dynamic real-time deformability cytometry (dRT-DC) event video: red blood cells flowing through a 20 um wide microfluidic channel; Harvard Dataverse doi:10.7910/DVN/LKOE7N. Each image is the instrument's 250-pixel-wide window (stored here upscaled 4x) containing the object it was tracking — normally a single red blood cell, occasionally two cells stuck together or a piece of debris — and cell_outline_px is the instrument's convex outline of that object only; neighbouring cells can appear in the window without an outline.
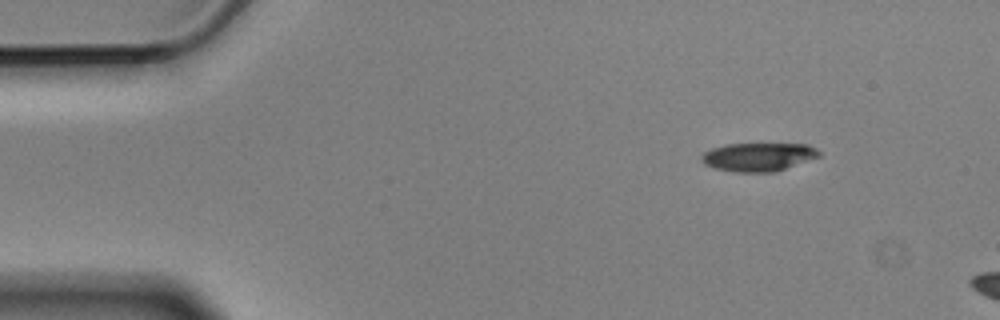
{"species": "Egyptian fruit bat (a non-hibernating species)", "species_latin": "Rousettus aegyptiacus", "temperature_condition": "cold", "stored_images_in_passage": 3, "camera_frame_rate_fps": 3000, "um_per_image_px": 0.085, "animal": {"sex": "male"}, "frame": {"image": 1, "passage_image": 1, "time_ms": 0.0, "image_size_px": [1000, 320], "cell_outline_px": [[820, 156], [772, 172], [736, 172], [712, 168], [704, 164], [700, 160], [700, 156], [704, 152], [712, 148], [728, 144], [808, 144], [816, 148], [820, 152]], "centroid_in_image_um": [64.4, 13.33], "position_along_channel_um": 20.6, "area_um2": 19.36}}